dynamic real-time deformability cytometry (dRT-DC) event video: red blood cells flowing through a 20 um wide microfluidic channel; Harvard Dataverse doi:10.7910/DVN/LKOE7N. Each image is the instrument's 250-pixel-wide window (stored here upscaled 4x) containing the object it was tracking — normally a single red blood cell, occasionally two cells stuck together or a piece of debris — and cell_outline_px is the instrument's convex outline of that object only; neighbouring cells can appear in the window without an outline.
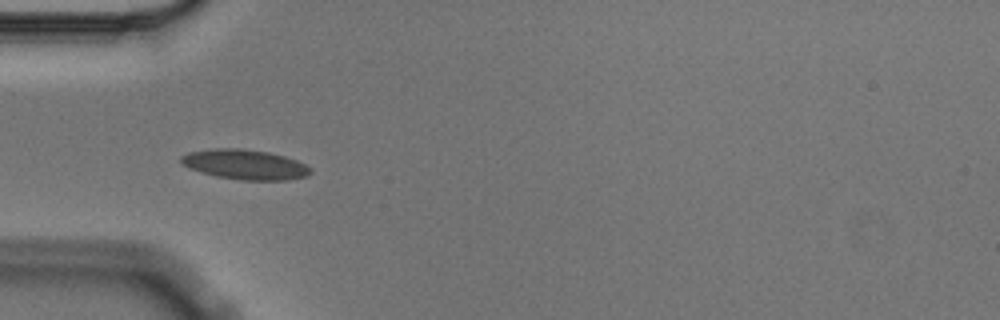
{"species": "Egyptian fruit bat (a non-hibernating species)", "species_latin": "Rousettus aegyptiacus", "temperature_condition": "cold", "stored_images_in_passage": 8, "camera_frame_rate_fps": 3000, "um_per_image_px": 0.085, "animal": {"sex": "male"}, "frame": {"image": 1, "passage_image": 4, "time_ms": 1.0, "image_size_px": [1000, 320], "cell_outline_px": [[312, 172], [308, 176], [288, 180], [244, 180], [216, 176], [188, 168], [180, 164], [180, 156], [188, 152], [216, 148], [240, 148], [268, 152], [284, 156], [296, 160], [312, 168]], "centroid_in_image_um": [20.81, 13.98], "position_along_channel_um": 64.2, "area_um2": 22.66}}
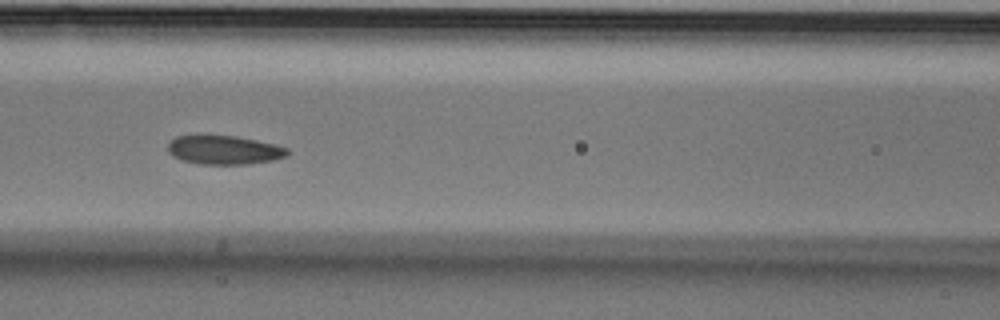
{"frame": {"image": 2, "passage_image": 6, "time_ms": 1.667, "image_size_px": [1000, 320], "cell_outline_px": [[288, 156], [272, 160], [248, 164], [200, 164], [184, 160], [172, 156], [168, 152], [168, 144], [176, 136], [196, 132], [208, 132], [236, 136], [276, 144], [288, 148]], "centroid_in_image_um": [18.99, 12.69], "position_along_channel_um": 147.6, "area_um2": 20.98}}
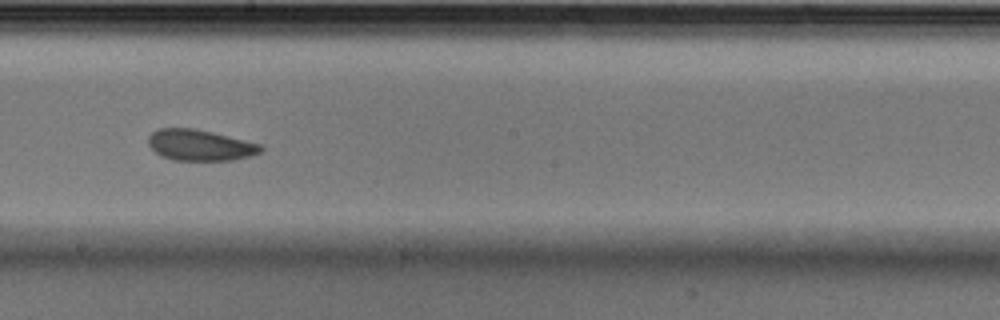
{"frame": {"image": 3, "passage_image": 8, "time_ms": 2.333, "image_size_px": [1000, 320], "cell_outline_px": [[264, 148], [260, 152], [252, 156], [232, 160], [172, 160], [160, 156], [148, 144], [148, 136], [156, 128], [196, 128], [260, 144]], "centroid_in_image_um": [16.97, 12.33], "position_along_channel_um": 231.2, "area_um2": 20.4}}